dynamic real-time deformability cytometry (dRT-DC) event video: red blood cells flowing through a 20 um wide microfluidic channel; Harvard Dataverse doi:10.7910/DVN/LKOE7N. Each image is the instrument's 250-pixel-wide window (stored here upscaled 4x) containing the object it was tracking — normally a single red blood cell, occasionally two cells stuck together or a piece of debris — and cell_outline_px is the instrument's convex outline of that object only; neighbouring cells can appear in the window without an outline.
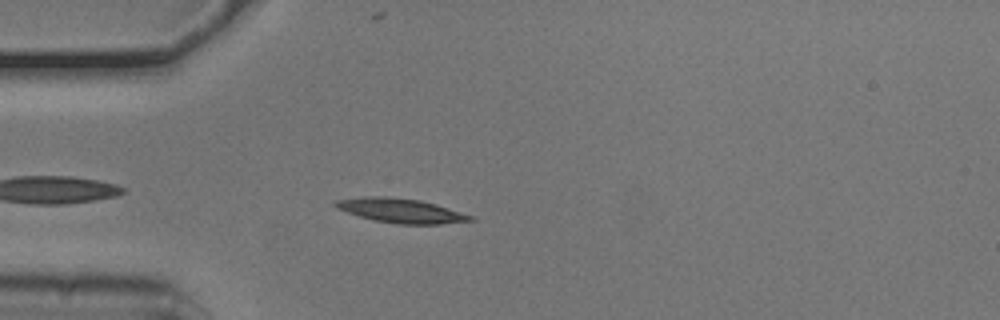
{"species": "common noctule bat (a hibernating species)", "species_latin": "Nyctalus noctula", "temperature_condition": "cold", "stored_images_in_passage": 43, "camera_frame_rate_fps": 3000, "um_per_image_px": 0.085, "animal": {"sex": "male", "body_mass_g": 20.5, "forearm_length_mm": 52.5}, "frame": {"image": 1, "passage_image": 4, "time_ms": 1.0, "image_size_px": [1000, 320], "cell_outline_px": [[476, 220], [440, 224], [396, 224], [372, 220], [336, 208], [332, 204], [336, 200], [364, 196], [384, 196], [420, 200], [436, 204], [472, 216]], "centroid_in_image_um": [34.04, 17.9], "position_along_channel_um": 51.0, "area_um2": 19.07}}
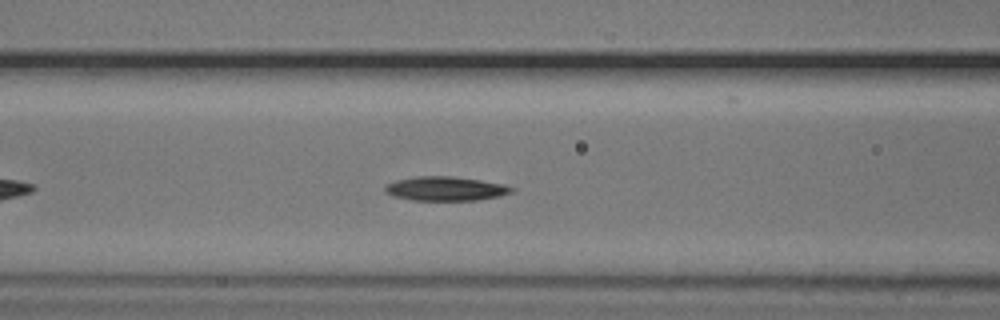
{"frame": {"image": 2, "passage_image": 11, "time_ms": 3.333, "image_size_px": [1000, 320], "cell_outline_px": [[516, 188], [512, 192], [500, 196], [476, 200], [412, 200], [396, 196], [384, 192], [384, 188], [388, 184], [396, 180], [416, 176], [452, 176], [480, 180], [504, 184]], "centroid_in_image_um": [37.9, 16.03], "position_along_channel_um": 128.7, "area_um2": 17.74}}
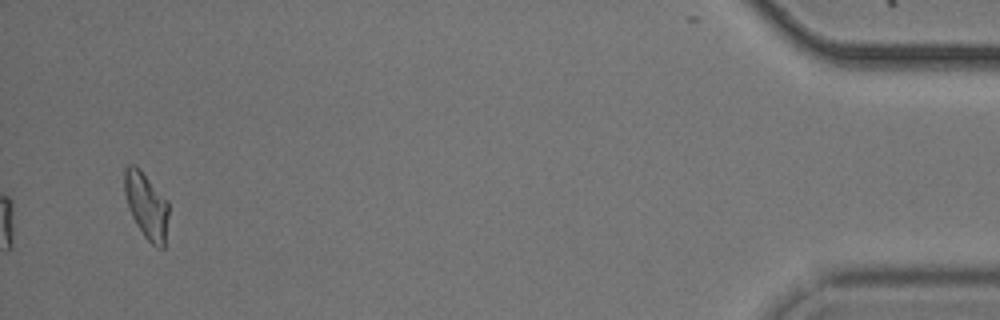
{"frame": {"image": 3, "passage_image": 41, "time_ms": 13.333, "image_size_px": [1000, 320], "cell_outline_px": [[168, 216], [164, 248], [156, 248], [144, 236], [136, 224], [132, 216], [124, 192], [124, 168], [128, 164], [136, 164], [140, 168], [168, 200]], "centroid_in_image_um": [12.44, 17.44], "position_along_channel_um": 422.8, "area_um2": 17.17}, "authors_computed_cell_mechanics": {"area_um2": 17.2822, "velocity_mm_per_s": 3.7549, "shape_relaxation_time_tau1_ms": 2.166, "shape_relaxation_time_tau2_ms": 8.2033, "deformation_change_tau1": 0.1328, "deformation_change_tau2": 0.1692}}